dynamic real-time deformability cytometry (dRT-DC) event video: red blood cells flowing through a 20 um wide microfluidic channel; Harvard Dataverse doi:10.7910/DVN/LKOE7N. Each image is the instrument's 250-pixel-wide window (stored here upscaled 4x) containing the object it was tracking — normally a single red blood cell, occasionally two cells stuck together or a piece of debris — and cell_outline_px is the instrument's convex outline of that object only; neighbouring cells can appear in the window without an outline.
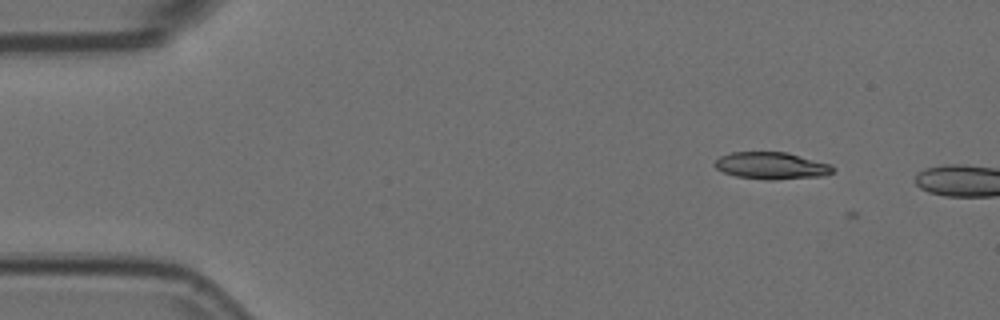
{"species": "Egyptian fruit bat (a non-hibernating species)", "species_latin": "Rousettus aegyptiacus", "temperature_condition": "room temperature", "stored_images_in_passage": 7, "camera_frame_rate_fps": 3000, "um_per_image_px": 0.085, "animal": {"sex": "female"}, "frame": {"image": 1, "passage_image": 2, "time_ms": 0.333, "image_size_px": [1000, 320], "cell_outline_px": [[836, 168], [832, 172], [824, 176], [776, 180], [768, 180], [736, 176], [724, 172], [716, 168], [712, 164], [720, 156], [732, 152], [788, 152], [832, 164]], "centroid_in_image_um": [65.61, 14.08], "position_along_channel_um": 19.4, "area_um2": 18.84}}
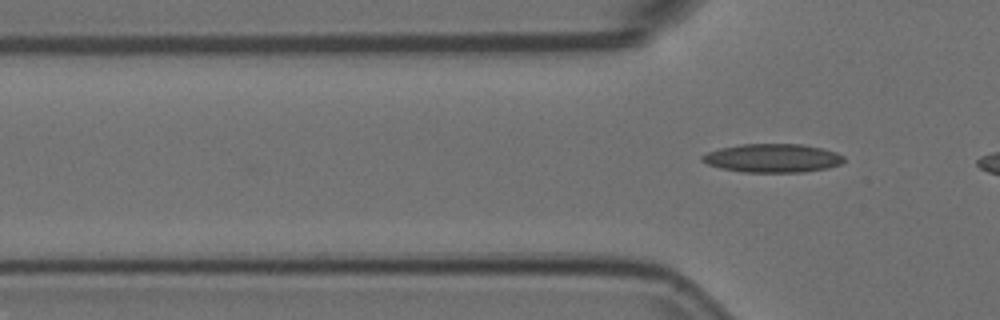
{"frame": {"image": 2, "passage_image": 7, "time_ms": 2.0, "image_size_px": [1000, 320], "cell_outline_px": [[844, 160], [840, 164], [828, 168], [804, 172], [744, 172], [720, 168], [708, 164], [700, 160], [700, 156], [708, 152], [720, 148], [740, 144], [804, 144], [836, 152], [844, 156]], "centroid_in_image_um": [65.66, 13.44], "position_along_channel_um": 60.1, "area_um2": 23.64}}